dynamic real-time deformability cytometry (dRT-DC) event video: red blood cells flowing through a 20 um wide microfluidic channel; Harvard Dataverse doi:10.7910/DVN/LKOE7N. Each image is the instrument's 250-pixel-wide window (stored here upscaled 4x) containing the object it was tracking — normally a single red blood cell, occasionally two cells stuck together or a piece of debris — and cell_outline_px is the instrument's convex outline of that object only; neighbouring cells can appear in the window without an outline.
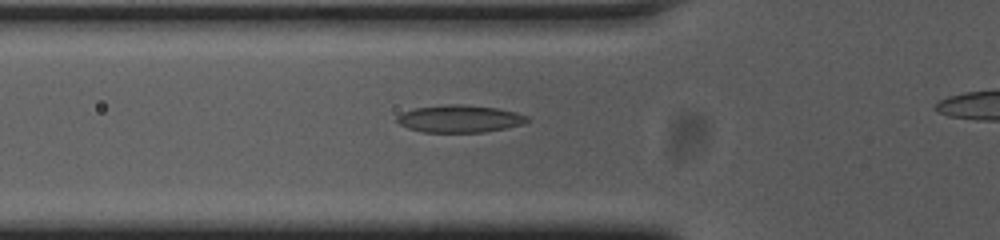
{"species": "common noctule bat (a hibernating species)", "species_latin": "Nyctalus noctula", "temperature_condition": "cold", "stored_images_in_passage": 29, "camera_frame_rate_fps": 3000, "um_per_image_px": 0.085, "animal": {"sex": "female", "body_mass_g": 23.0, "forearm_length_mm": 53.4}, "frame": {"image": 1, "passage_image": 3, "time_ms": 0.667, "image_size_px": [1000, 240], "cell_outline_px": [[532, 120], [524, 124], [484, 132], [424, 132], [408, 128], [400, 124], [396, 120], [396, 116], [400, 112], [412, 108], [448, 104], [464, 104], [496, 108], [516, 112], [528, 116]], "centroid_in_image_um": [39.06, 10.08], "position_along_channel_um": 86.7, "area_um2": 20.98}}
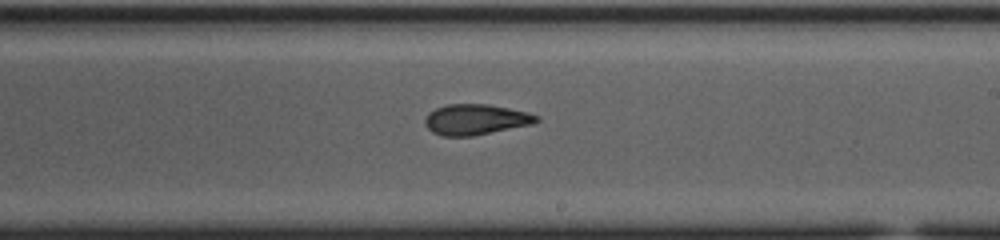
{"frame": {"image": 2, "passage_image": 16, "time_ms": 5.0, "image_size_px": [1000, 240], "cell_outline_px": [[540, 120], [532, 124], [472, 136], [444, 136], [432, 132], [428, 128], [424, 120], [428, 112], [436, 108], [448, 104], [488, 104], [528, 112], [540, 116]], "centroid_in_image_um": [40.44, 10.15], "position_along_channel_um": 248.6, "area_um2": 19.83}}
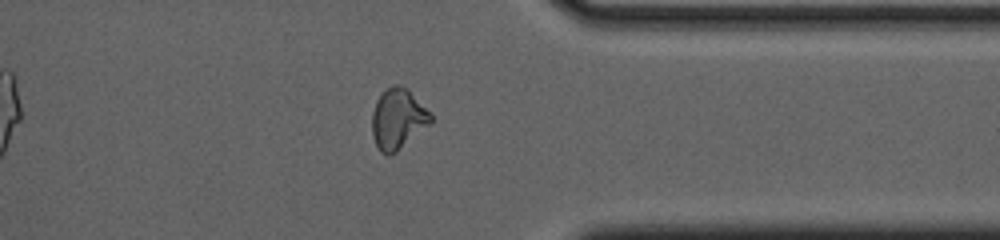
{"frame": {"image": 3, "passage_image": 27, "time_ms": 8.667, "image_size_px": [1000, 240], "cell_outline_px": [[432, 124], [396, 152], [388, 156], [380, 152], [372, 136], [372, 112], [376, 100], [392, 84], [400, 84], [408, 88], [432, 112]], "centroid_in_image_um": [33.86, 10.1], "position_along_channel_um": 377.5, "area_um2": 21.15}}